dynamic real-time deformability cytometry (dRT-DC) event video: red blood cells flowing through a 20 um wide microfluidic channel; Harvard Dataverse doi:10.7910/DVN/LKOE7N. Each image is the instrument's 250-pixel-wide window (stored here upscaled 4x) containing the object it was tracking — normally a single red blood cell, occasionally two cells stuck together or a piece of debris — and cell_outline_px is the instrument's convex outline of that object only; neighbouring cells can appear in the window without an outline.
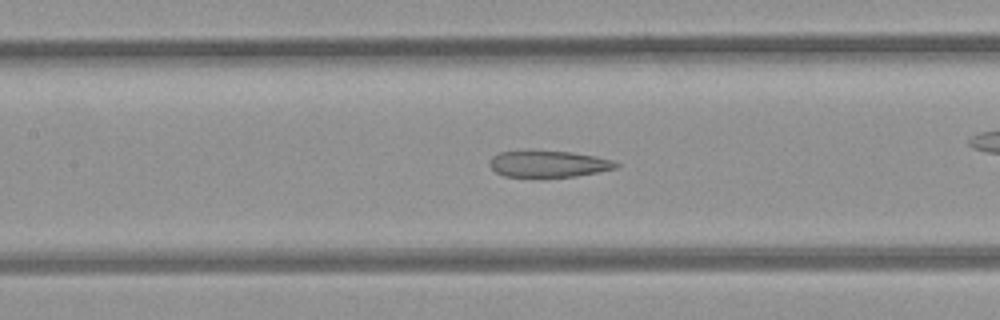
{"species": "common noctule bat (a hibernating species)", "species_latin": "Nyctalus noctula", "temperature_condition": "room temperature", "stored_images_in_passage": 31, "camera_frame_rate_fps": 3000, "um_per_image_px": 0.085, "animal": {"sex": "female", "body_mass_g": 21.9}, "frame": {"image": 1, "passage_image": 9, "time_ms": 2.667, "image_size_px": [1000, 320], "cell_outline_px": [[620, 164], [616, 168], [576, 176], [504, 176], [496, 172], [488, 164], [492, 156], [500, 152], [528, 148], [572, 152], [596, 156], [612, 160]], "centroid_in_image_um": [46.57, 13.88], "position_along_channel_um": 160.8, "area_um2": 19.94}}
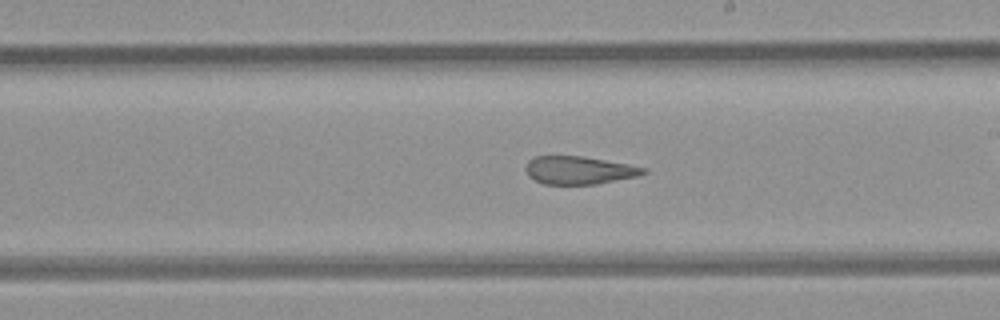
{"frame": {"image": 2, "passage_image": 15, "time_ms": 4.667, "image_size_px": [1000, 320], "cell_outline_px": [[648, 172], [636, 176], [596, 184], [544, 184], [528, 176], [524, 168], [528, 160], [532, 156], [584, 156], [628, 164], [648, 168]], "centroid_in_image_um": [49.19, 14.46], "position_along_channel_um": 239.8, "area_um2": 19.25}}
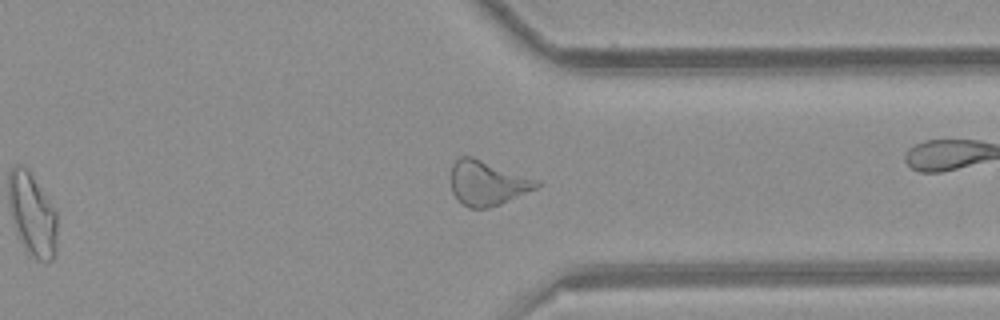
{"frame": {"image": 3, "passage_image": 25, "time_ms": 8.0, "image_size_px": [1000, 320], "cell_outline_px": [[540, 184], [536, 188], [500, 204], [488, 208], [468, 208], [456, 200], [452, 192], [452, 164], [460, 156], [472, 156], [540, 180]], "centroid_in_image_um": [41.41, 15.56], "position_along_channel_um": 370.0, "area_um2": 22.31}, "authors_computed_cell_mechanics": {"area_um2": 20.7502, "velocity_mm_per_s": 3.9594, "shape_relaxation_time_tau1_ms": null, "shape_relaxation_time_tau2_ms": 2.2961, "deformation_change_tau1": null, "deformation_change_tau2": 0.1265}}